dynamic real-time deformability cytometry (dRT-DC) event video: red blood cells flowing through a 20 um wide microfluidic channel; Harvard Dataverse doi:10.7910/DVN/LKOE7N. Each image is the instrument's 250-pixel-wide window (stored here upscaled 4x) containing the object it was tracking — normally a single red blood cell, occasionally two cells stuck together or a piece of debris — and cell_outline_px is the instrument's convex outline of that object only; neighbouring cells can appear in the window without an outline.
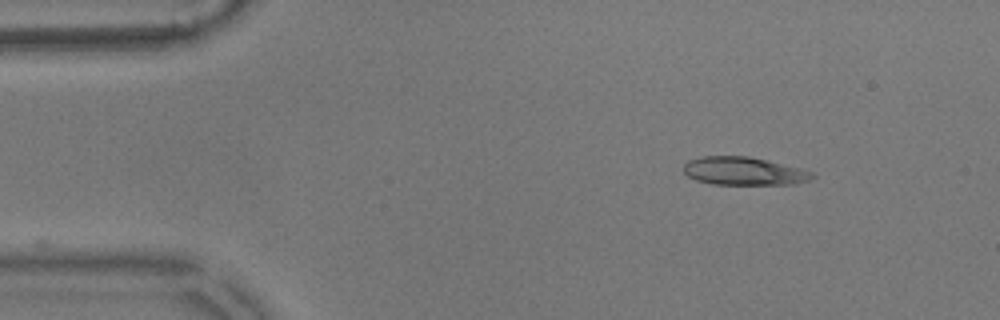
{"species": "common noctule bat (a hibernating species)", "species_latin": "Nyctalus noctula", "temperature_condition": "warm", "stored_images_in_passage": 29, "camera_frame_rate_fps": 3000, "um_per_image_px": 0.085, "animal": {"sex": "male", "body_mass_g": 17.9}, "frame": {"image": 1, "passage_image": 1, "time_ms": 0.0, "image_size_px": [1000, 320], "cell_outline_px": [[816, 176], [808, 180], [792, 184], [712, 184], [696, 180], [688, 176], [684, 172], [684, 164], [688, 160], [704, 156], [748, 156], [800, 168], [812, 172]], "centroid_in_image_um": [63.2, 14.54], "position_along_channel_um": 21.8, "area_um2": 20.87}}
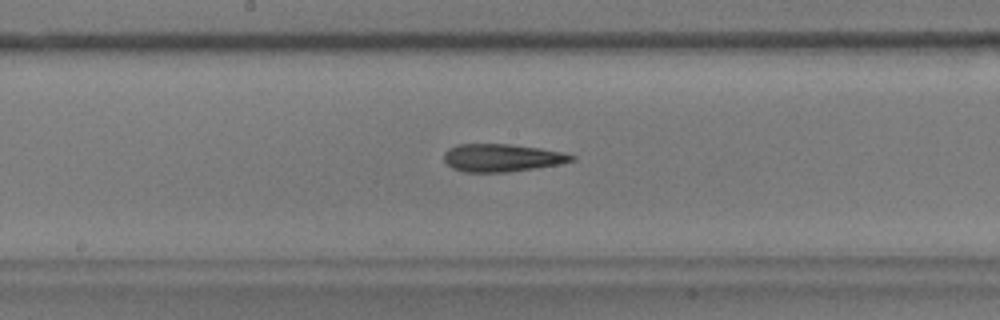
{"frame": {"image": 2, "passage_image": 22, "time_ms": 7.0, "image_size_px": [1000, 320], "cell_outline_px": [[576, 160], [560, 164], [536, 168], [508, 172], [464, 172], [452, 168], [444, 160], [444, 152], [448, 148], [456, 144], [508, 144], [540, 148], [560, 152], [576, 156]], "centroid_in_image_um": [42.65, 13.41], "position_along_channel_um": 205.6, "area_um2": 20.69}}
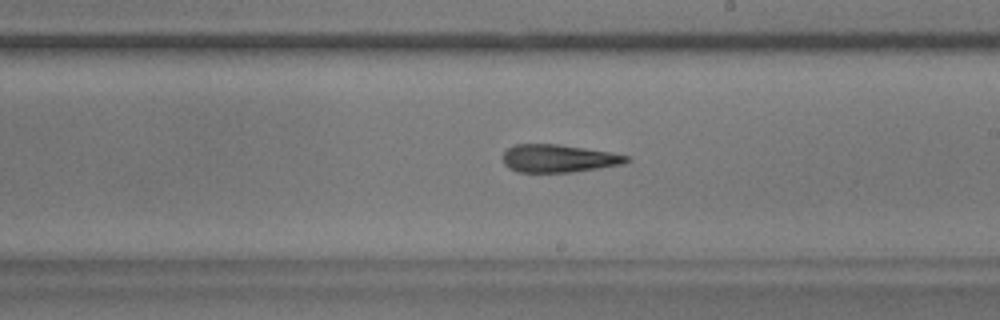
{"frame": {"image": 3, "passage_image": 25, "time_ms": 8.0, "image_size_px": [1000, 320], "cell_outline_px": [[632, 160], [624, 164], [600, 168], [572, 172], [516, 172], [508, 168], [504, 164], [500, 156], [508, 148], [516, 144], [560, 144], [608, 152], [628, 156]], "centroid_in_image_um": [47.44, 13.47], "position_along_channel_um": 241.6, "area_um2": 20.23}}